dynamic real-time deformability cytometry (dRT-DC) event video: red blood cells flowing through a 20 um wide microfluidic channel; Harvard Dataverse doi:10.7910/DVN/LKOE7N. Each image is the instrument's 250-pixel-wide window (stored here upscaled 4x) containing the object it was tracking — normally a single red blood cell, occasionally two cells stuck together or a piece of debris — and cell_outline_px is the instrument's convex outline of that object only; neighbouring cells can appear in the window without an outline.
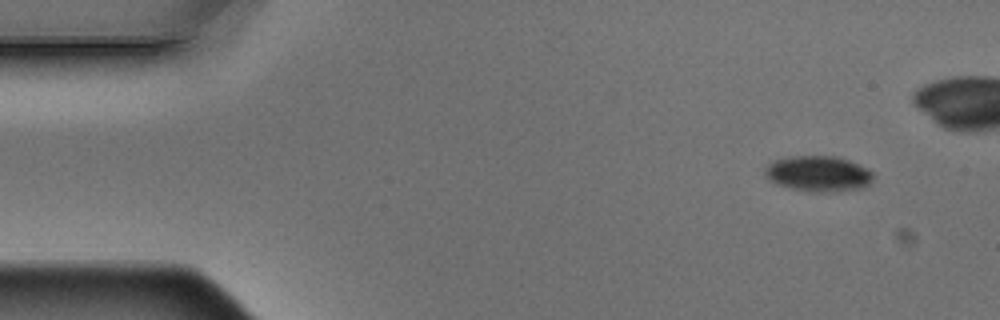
{"species": "Egyptian fruit bat (a non-hibernating species)", "species_latin": "Rousettus aegyptiacus", "temperature_condition": "warm", "stored_images_in_passage": 9, "camera_frame_rate_fps": 3000, "um_per_image_px": 0.085, "animal": {"sex": "male"}, "frame": {"image": 1, "passage_image": 1, "time_ms": 0.0, "image_size_px": [1000, 320], "cell_outline_px": [[872, 180], [864, 188], [840, 192], [816, 192], [792, 188], [776, 184], [768, 180], [764, 176], [764, 168], [772, 160], [792, 156], [836, 156], [848, 160], [868, 168], [872, 172]], "centroid_in_image_um": [69.54, 14.77], "position_along_channel_um": 15.5, "area_um2": 22.77}}
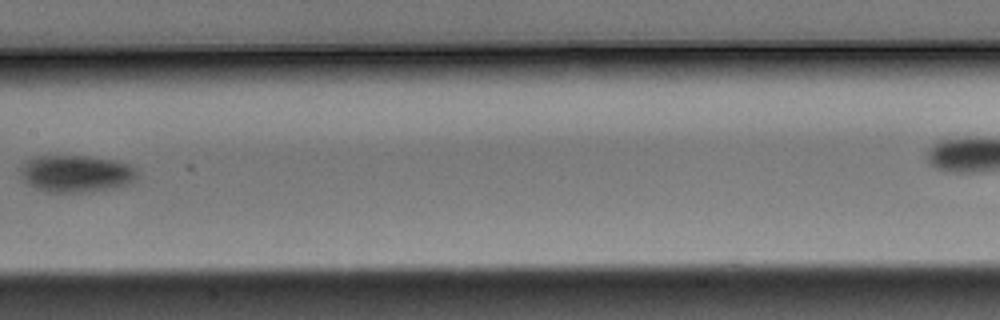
{"frame": {"image": 2, "passage_image": 7, "time_ms": 2.0, "image_size_px": [1000, 320], "cell_outline_px": [[136, 176], [128, 184], [112, 188], [88, 192], [48, 192], [36, 188], [28, 184], [24, 180], [20, 172], [24, 160], [36, 156], [84, 156], [116, 160], [128, 164], [136, 168]], "centroid_in_image_um": [6.44, 14.75], "position_along_channel_um": 201.0, "area_um2": 25.14}}
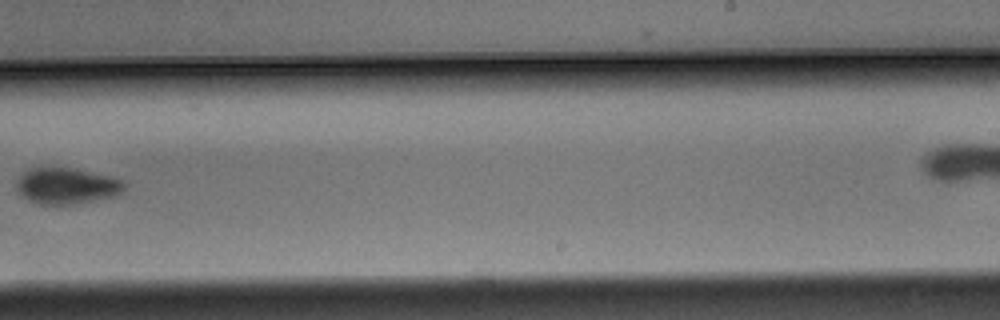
{"frame": {"image": 3, "passage_image": 9, "time_ms": 2.667, "image_size_px": [1000, 320], "cell_outline_px": [[124, 192], [116, 196], [80, 204], [40, 204], [28, 200], [16, 188], [16, 184], [20, 176], [28, 168], [72, 168], [112, 176], [120, 180], [124, 184]], "centroid_in_image_um": [5.7, 15.81], "position_along_channel_um": 283.3, "area_um2": 22.72}}